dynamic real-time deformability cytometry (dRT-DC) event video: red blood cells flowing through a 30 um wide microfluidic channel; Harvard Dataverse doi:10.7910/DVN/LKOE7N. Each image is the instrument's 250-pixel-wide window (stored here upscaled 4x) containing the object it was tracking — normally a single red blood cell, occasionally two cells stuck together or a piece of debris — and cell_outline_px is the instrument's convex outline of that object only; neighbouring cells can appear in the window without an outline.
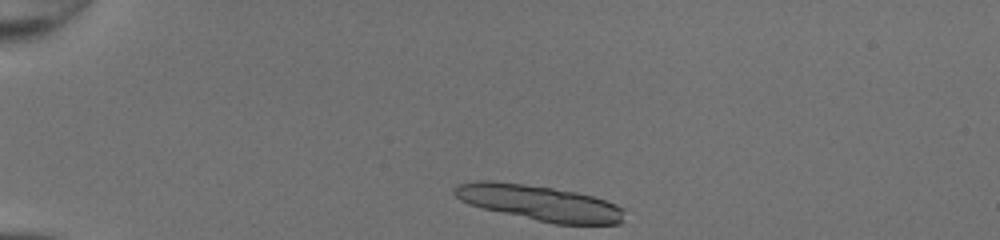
{"species": "common noctule bat (a hibernating species)", "species_latin": "Nyctalus noctula", "temperature_condition": "room temperature", "stored_images_in_passage": 12, "camera_frame_rate_fps": 3000, "um_per_image_px": 0.085, "animal": {"sex": "female", "body_mass_g": 20.0, "forearm_length_mm": 54.0}, "frame": {"image": 1, "passage_image": 1, "time_ms": 0.0, "image_size_px": [1000, 240], "cell_outline_px": [[624, 220], [620, 224], [552, 224], [484, 208], [468, 204], [460, 200], [452, 192], [452, 188], [456, 184], [476, 180], [488, 180], [524, 184], [552, 188], [576, 192], [592, 196], [616, 204], [624, 208]], "centroid_in_image_um": [45.84, 17.24], "position_along_channel_um": 39.2, "area_um2": 35.2}}